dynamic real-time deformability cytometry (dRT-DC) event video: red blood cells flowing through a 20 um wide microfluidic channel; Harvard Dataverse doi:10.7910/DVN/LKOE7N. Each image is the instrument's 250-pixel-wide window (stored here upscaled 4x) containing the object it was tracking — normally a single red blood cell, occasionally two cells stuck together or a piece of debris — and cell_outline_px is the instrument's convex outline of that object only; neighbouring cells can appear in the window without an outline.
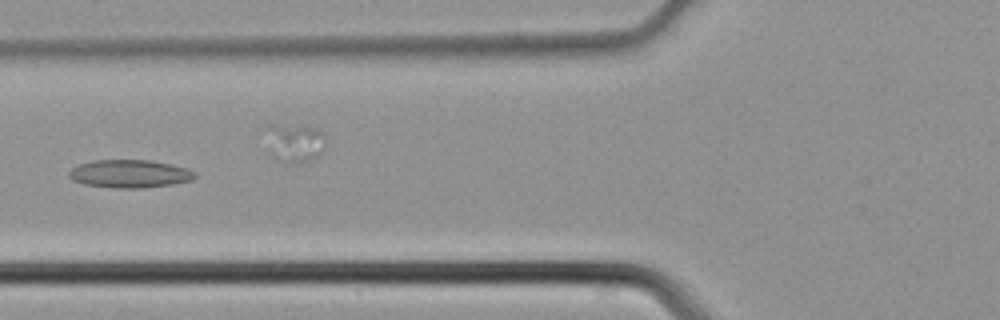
{"species": "common noctule bat (a hibernating species)", "species_latin": "Nyctalus noctula", "temperature_condition": "cold", "stored_images_in_passage": 43, "camera_frame_rate_fps": 3000, "um_per_image_px": 0.085, "animal": {"sex": "male", "body_mass_g": 21.5, "forearm_length_mm": 52.0}, "frame": {"image": 1, "passage_image": 15, "time_ms": 4.667, "image_size_px": [1000, 320], "cell_outline_px": [[196, 176], [192, 180], [172, 184], [144, 188], [116, 188], [84, 184], [72, 180], [68, 176], [68, 172], [72, 168], [80, 164], [92, 160], [148, 160], [168, 164], [184, 168], [196, 172]], "centroid_in_image_um": [10.99, 14.77], "position_along_channel_um": 114.8, "area_um2": 20.4}}
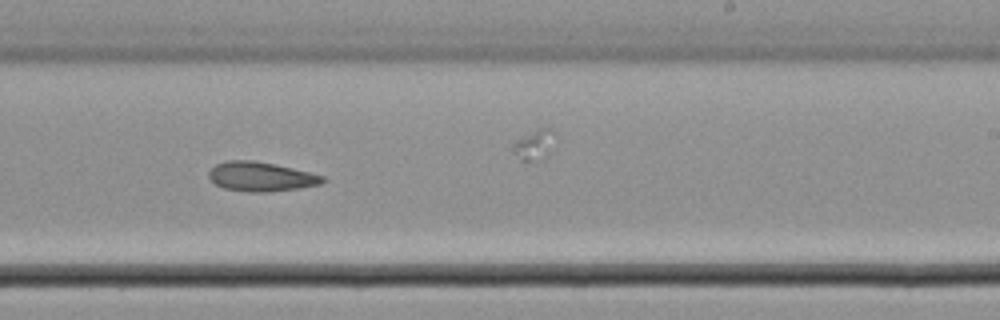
{"frame": {"image": 2, "passage_image": 25, "time_ms": 8.0, "image_size_px": [1000, 320], "cell_outline_px": [[324, 180], [320, 184], [300, 188], [268, 192], [248, 192], [224, 188], [216, 184], [208, 176], [208, 172], [216, 164], [228, 160], [252, 160], [292, 168], [324, 176]], "centroid_in_image_um": [22.15, 15.02], "position_along_channel_um": 266.8, "area_um2": 19.25}}
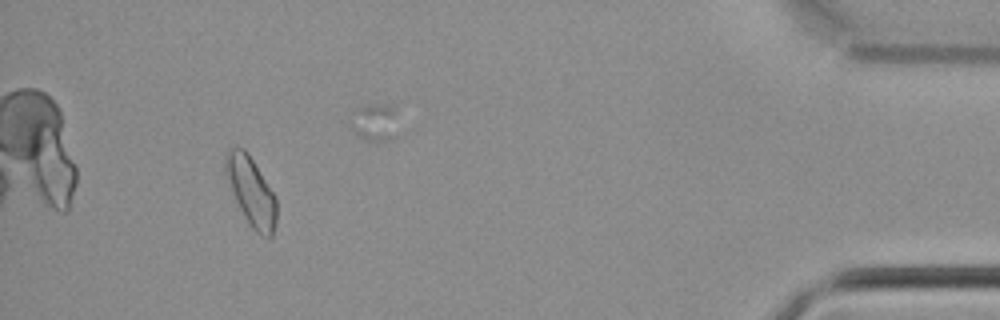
{"frame": {"image": 3, "passage_image": 39, "time_ms": 12.667, "image_size_px": [1000, 320], "cell_outline_px": [[276, 224], [272, 236], [268, 240], [260, 236], [252, 228], [244, 216], [236, 200], [224, 172], [224, 156], [228, 148], [232, 144], [244, 148], [248, 152], [272, 192], [276, 200]], "centroid_in_image_um": [21.32, 16.24], "position_along_channel_um": 413.9, "area_um2": 20.58}}